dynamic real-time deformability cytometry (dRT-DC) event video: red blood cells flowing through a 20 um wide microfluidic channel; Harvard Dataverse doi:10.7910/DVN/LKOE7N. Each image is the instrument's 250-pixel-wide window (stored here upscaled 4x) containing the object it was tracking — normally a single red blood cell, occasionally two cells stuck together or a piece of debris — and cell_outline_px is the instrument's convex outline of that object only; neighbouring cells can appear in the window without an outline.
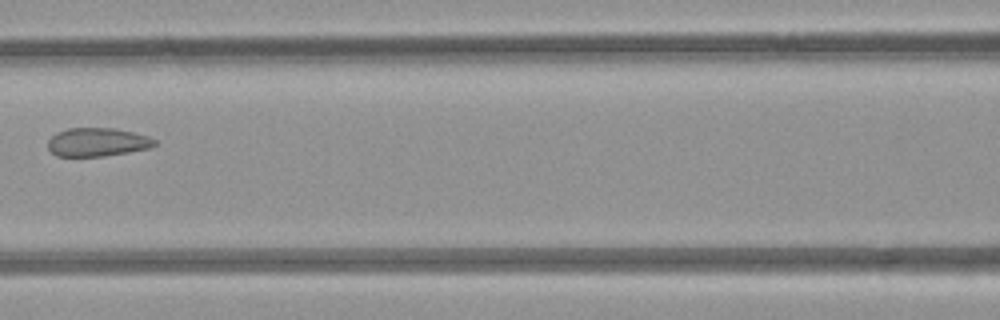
{"species": "common noctule bat (a hibernating species)", "species_latin": "Nyctalus noctula", "temperature_condition": "room temperature", "stored_images_in_passage": 7, "camera_frame_rate_fps": 3000, "um_per_image_px": 0.085, "animal": {"sex": "female", "body_mass_g": 21.9}, "frame": {"image": 1, "passage_image": 7, "time_ms": 7.0, "image_size_px": [1000, 320], "cell_outline_px": [[156, 144], [148, 148], [128, 152], [104, 156], [56, 156], [48, 148], [48, 140], [52, 136], [68, 128], [112, 128], [132, 132], [148, 136], [156, 140]], "centroid_in_image_um": [8.27, 12.08], "position_along_channel_um": 158.3, "area_um2": 17.51}}